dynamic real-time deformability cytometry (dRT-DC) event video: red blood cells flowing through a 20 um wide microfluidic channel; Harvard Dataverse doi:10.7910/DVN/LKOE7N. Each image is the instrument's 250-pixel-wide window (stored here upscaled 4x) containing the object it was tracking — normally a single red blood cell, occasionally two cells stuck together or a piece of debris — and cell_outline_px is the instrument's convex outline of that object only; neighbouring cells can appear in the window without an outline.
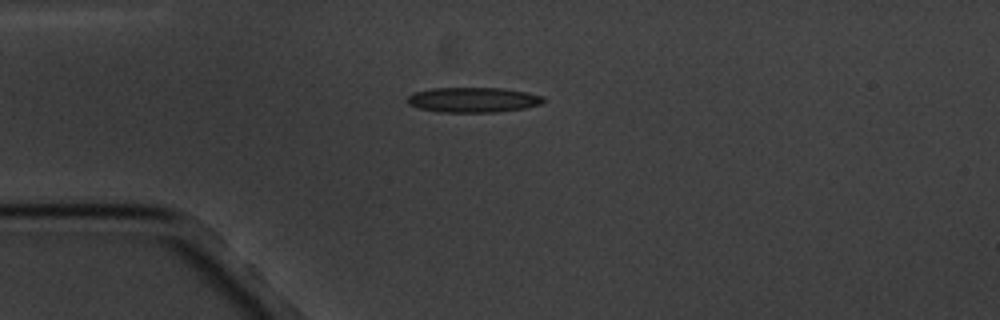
{"species": "common noctule bat (a hibernating species)", "species_latin": "Nyctalus noctula", "temperature_condition": "cold", "stored_images_in_passage": 5, "camera_frame_rate_fps": 3000, "um_per_image_px": 0.085, "animal": {"sex": "male", "body_mass_g": 20.1, "forearm_length_mm": 53.5}, "frame": {"image": 1, "passage_image": 1, "time_ms": 0.0, "image_size_px": [1000, 320], "cell_outline_px": [[544, 100], [540, 104], [524, 108], [496, 112], [440, 112], [420, 108], [408, 104], [404, 100], [412, 92], [432, 88], [504, 88], [528, 92], [544, 96]], "centroid_in_image_um": [40.18, 8.48], "position_along_channel_um": 44.8, "area_um2": 20.0}}
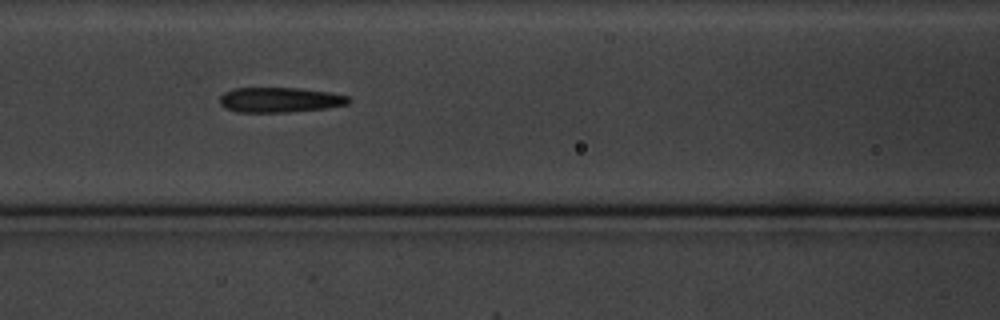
{"frame": {"image": 2, "passage_image": 4, "time_ms": 3.333, "image_size_px": [1000, 320], "cell_outline_px": [[352, 100], [348, 104], [328, 108], [288, 112], [236, 112], [224, 108], [220, 104], [220, 96], [224, 92], [232, 88], [300, 88], [328, 92], [348, 96]], "centroid_in_image_um": [23.77, 8.49], "position_along_channel_um": 142.8, "area_um2": 18.96}}
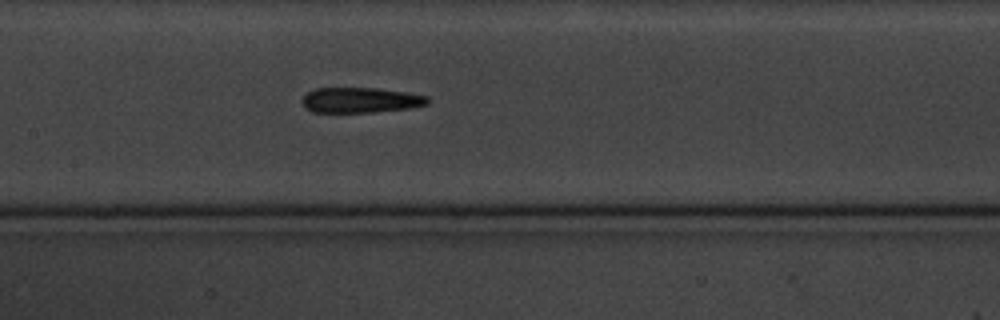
{"frame": {"image": 3, "passage_image": 5, "time_ms": 4.333, "image_size_px": [1000, 320], "cell_outline_px": [[432, 100], [428, 104], [408, 108], [372, 112], [312, 112], [300, 100], [308, 92], [316, 88], [376, 88], [404, 92], [428, 96]], "centroid_in_image_um": [30.67, 8.5], "position_along_channel_um": 176.7, "area_um2": 18.38}}